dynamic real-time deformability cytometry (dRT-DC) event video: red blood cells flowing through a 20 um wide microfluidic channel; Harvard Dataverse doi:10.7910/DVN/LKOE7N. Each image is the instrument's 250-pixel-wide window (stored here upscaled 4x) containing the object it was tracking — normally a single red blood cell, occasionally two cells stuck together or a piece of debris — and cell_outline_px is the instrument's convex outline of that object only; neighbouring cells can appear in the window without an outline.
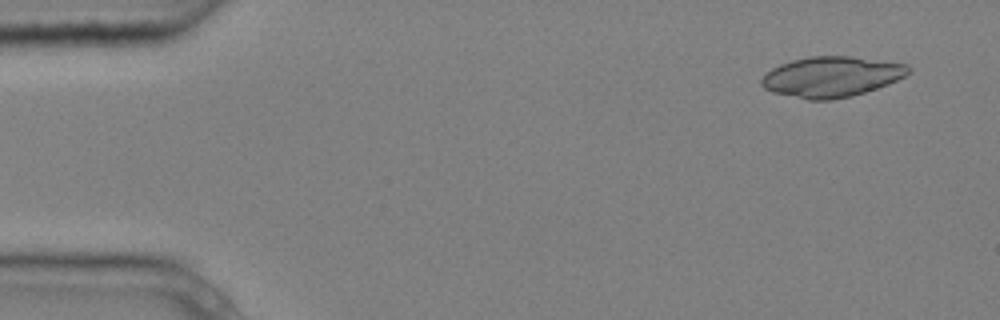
{"species": "common noctule bat (a hibernating species)", "species_latin": "Nyctalus noctula", "temperature_condition": "cold", "stored_images_in_passage": 4, "camera_frame_rate_fps": 3000, "um_per_image_px": 0.085, "animal": {"sex": "male", "body_mass_g": 20.4}, "frame": {"image": 1, "passage_image": 1, "time_ms": 0.0, "image_size_px": [1000, 320], "cell_outline_px": [[912, 68], [904, 76], [888, 84], [852, 96], [832, 100], [808, 100], [772, 92], [764, 88], [760, 84], [760, 80], [772, 68], [780, 64], [792, 60], [808, 56], [852, 56], [908, 64]], "centroid_in_image_um": [70.67, 6.52], "position_along_channel_um": 14.3, "area_um2": 34.68}}